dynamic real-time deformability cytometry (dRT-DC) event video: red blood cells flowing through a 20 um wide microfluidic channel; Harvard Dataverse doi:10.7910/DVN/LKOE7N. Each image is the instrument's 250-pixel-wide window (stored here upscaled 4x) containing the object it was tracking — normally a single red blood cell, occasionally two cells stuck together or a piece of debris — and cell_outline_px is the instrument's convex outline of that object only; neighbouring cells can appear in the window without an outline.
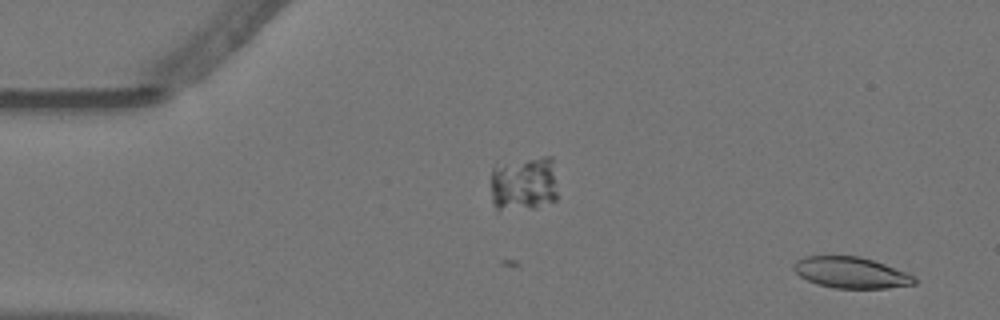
{"species": "Egyptian fruit bat (a non-hibernating species)", "species_latin": "Rousettus aegyptiacus", "temperature_condition": "warm", "stored_images_in_passage": 2, "camera_frame_rate_fps": 3000, "um_per_image_px": 0.085, "animal": {"sex": "female"}, "frame": {"image": 1, "passage_image": 2, "time_ms": 0.333, "image_size_px": [1000, 320], "cell_outline_px": [[916, 284], [888, 288], [836, 288], [816, 284], [800, 276], [792, 268], [792, 264], [796, 260], [804, 256], [860, 256], [884, 264], [916, 276]], "centroid_in_image_um": [72.32, 23.17], "position_along_channel_um": 12.7, "area_um2": 21.91}}